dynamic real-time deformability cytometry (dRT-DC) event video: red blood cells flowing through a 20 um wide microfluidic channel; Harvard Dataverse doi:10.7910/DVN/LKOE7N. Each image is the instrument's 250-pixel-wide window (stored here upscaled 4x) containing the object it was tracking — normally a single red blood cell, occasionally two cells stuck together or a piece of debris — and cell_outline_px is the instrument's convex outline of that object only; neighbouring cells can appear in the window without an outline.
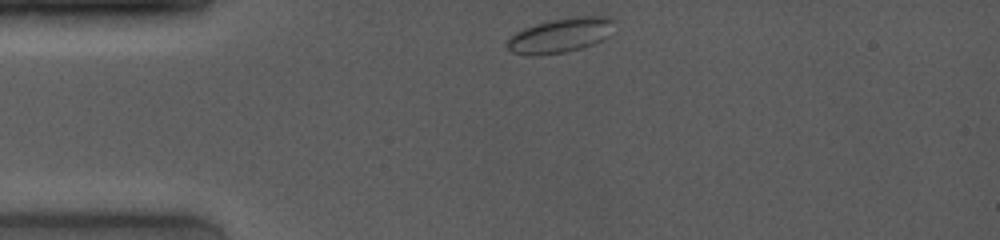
{"species": "common noctule bat (a hibernating species)", "species_latin": "Nyctalus noctula", "temperature_condition": "room temperature", "stored_images_in_passage": 7, "camera_frame_rate_fps": 4000, "um_per_image_px": 0.085, "animal": {"sex": "female", "body_mass_g": 19.0, "forearm_length_mm": 53.3}, "frame": {"image": 1, "passage_image": 1, "time_ms": 0.0, "image_size_px": [1000, 240], "cell_outline_px": [[616, 20], [608, 36], [592, 44], [580, 48], [564, 52], [540, 56], [528, 56], [512, 52], [504, 44], [508, 36], [524, 28], [548, 20], [572, 16], [608, 16]], "centroid_in_image_um": [47.58, 3.0], "position_along_channel_um": 37.4, "area_um2": 21.91}}